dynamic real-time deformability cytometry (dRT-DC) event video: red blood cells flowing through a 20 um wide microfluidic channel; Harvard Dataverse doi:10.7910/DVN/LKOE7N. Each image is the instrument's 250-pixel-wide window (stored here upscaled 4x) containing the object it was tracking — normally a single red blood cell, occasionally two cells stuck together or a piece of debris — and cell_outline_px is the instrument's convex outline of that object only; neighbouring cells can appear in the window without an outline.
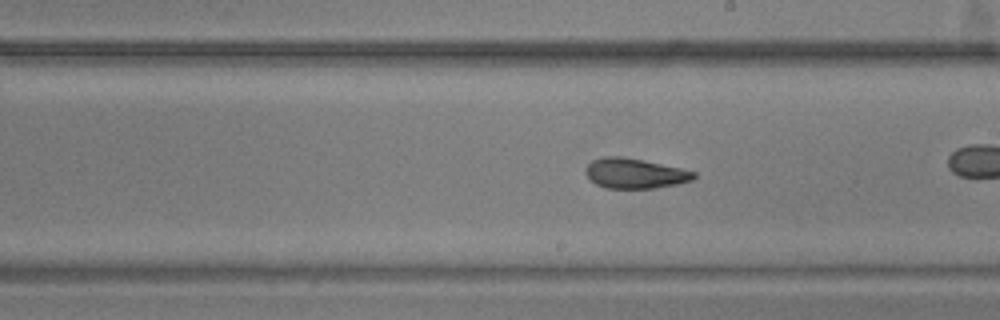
{"species": "common noctule bat (a hibernating species)", "species_latin": "Nyctalus noctula", "temperature_condition": "warm", "stored_images_in_passage": 44, "camera_frame_rate_fps": 3000, "um_per_image_px": 0.085, "animal": {"sex": "male", "body_mass_g": 20.5, "forearm_length_mm": 52.5}, "frame": {"image": 1, "passage_image": 28, "time_ms": 9.0, "image_size_px": [1000, 320], "cell_outline_px": [[696, 176], [692, 180], [676, 184], [656, 188], [604, 188], [596, 184], [584, 172], [588, 164], [592, 160], [604, 156], [620, 156], [644, 160], [680, 168], [696, 172]], "centroid_in_image_um": [53.95, 14.73], "position_along_channel_um": 235.0, "area_um2": 18.9}, "authors_computed_cell_mechanics": {"area_um2": 19.2763, "velocity_mm_per_s": 3.6508, "shape_relaxation_time_tau1_ms": 6.7354, "shape_relaxation_time_tau2_ms": 2.6247, "deformation_change_tau1": 0.1504, "deformation_change_tau2": 0.0948}}